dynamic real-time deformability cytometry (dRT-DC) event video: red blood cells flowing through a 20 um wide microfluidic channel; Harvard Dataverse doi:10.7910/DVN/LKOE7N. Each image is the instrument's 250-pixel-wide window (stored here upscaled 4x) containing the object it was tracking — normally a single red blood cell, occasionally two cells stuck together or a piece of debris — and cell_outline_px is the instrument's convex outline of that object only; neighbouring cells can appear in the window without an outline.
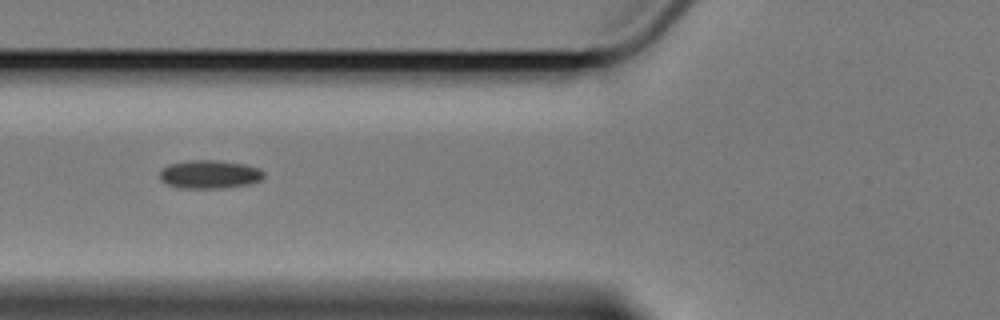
{"species": "Egyptian fruit bat (a non-hibernating species)", "species_latin": "Rousettus aegyptiacus", "temperature_condition": "cold", "stored_images_in_passage": 8, "camera_frame_rate_fps": 3000, "um_per_image_px": 0.085, "animal": {"sex": "female"}, "frame": {"image": 1, "passage_image": 5, "time_ms": 5.667, "image_size_px": [1000, 320], "cell_outline_px": [[264, 176], [260, 180], [248, 184], [220, 188], [180, 188], [168, 184], [160, 180], [160, 168], [168, 164], [192, 160], [216, 160], [244, 164], [260, 168], [264, 172]], "centroid_in_image_um": [17.79, 14.81], "position_along_channel_um": 108.0, "area_um2": 17.22}}
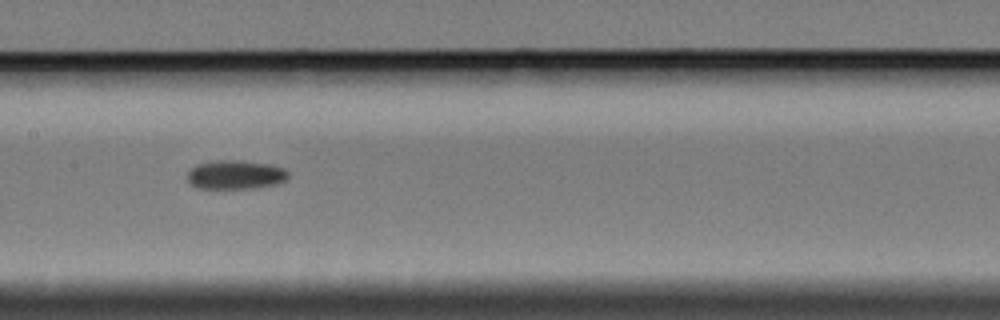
{"frame": {"image": 2, "passage_image": 7, "time_ms": 8.0, "image_size_px": [1000, 320], "cell_outline_px": [[288, 176], [284, 180], [276, 184], [256, 188], [196, 188], [188, 180], [188, 172], [196, 164], [216, 160], [240, 160], [268, 164], [284, 168], [288, 172]], "centroid_in_image_um": [20.01, 14.84], "position_along_channel_um": 187.4, "area_um2": 16.94}}
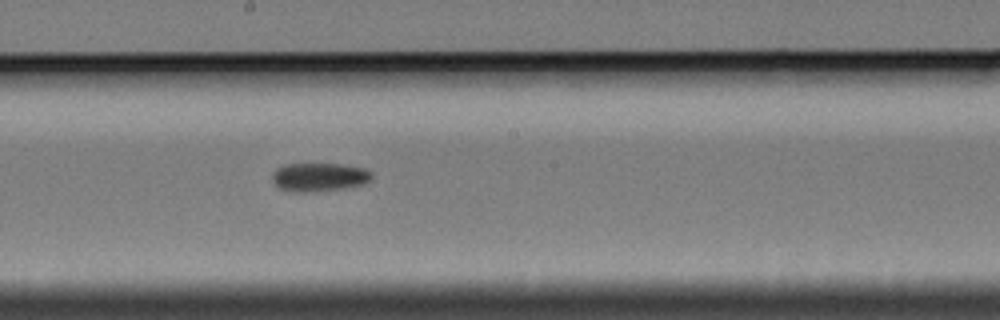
{"frame": {"image": 3, "passage_image": 8, "time_ms": 9.0, "image_size_px": [1000, 320], "cell_outline_px": [[372, 180], [364, 184], [344, 188], [304, 192], [292, 192], [280, 188], [272, 180], [272, 172], [276, 168], [284, 164], [340, 164], [364, 168], [372, 172]], "centroid_in_image_um": [27.13, 15.04], "position_along_channel_um": 221.1, "area_um2": 16.59}}